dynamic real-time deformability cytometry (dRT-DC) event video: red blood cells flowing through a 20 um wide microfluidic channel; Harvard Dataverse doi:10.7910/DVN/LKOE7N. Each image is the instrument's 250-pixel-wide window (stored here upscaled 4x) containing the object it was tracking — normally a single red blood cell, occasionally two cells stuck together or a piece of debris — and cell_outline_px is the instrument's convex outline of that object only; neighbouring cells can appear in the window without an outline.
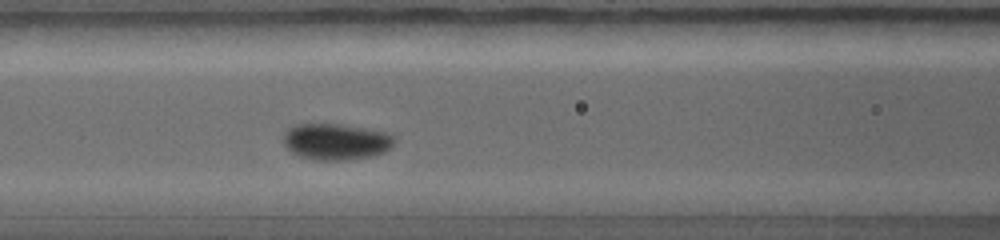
{"species": "common noctule bat (a hibernating species)", "species_latin": "Nyctalus noctula", "temperature_condition": "warm", "stored_images_in_passage": 12, "camera_frame_rate_fps": 5000, "um_per_image_px": 0.085, "animal": {"sex": "female", "body_mass_g": 19.0, "forearm_length_mm": 56.7}, "frame": {"image": 1, "passage_image": 4, "time_ms": 1.2, "image_size_px": [1000, 240], "cell_outline_px": [[396, 140], [384, 152], [372, 156], [352, 160], [312, 160], [300, 156], [292, 152], [284, 144], [284, 132], [288, 128], [296, 124], [336, 124], [364, 128], [384, 132], [392, 136]], "centroid_in_image_um": [28.53, 12.05], "position_along_channel_um": 138.1, "area_um2": 23.35}}
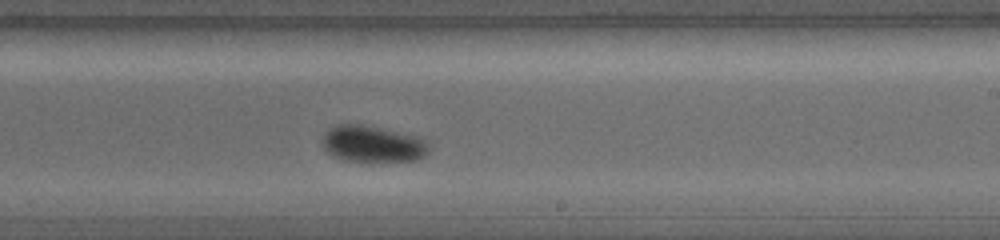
{"frame": {"image": 2, "passage_image": 9, "time_ms": 3.2, "image_size_px": [1000, 240], "cell_outline_px": [[428, 152], [424, 156], [416, 160], [368, 164], [340, 160], [332, 156], [324, 148], [320, 140], [324, 132], [340, 124], [360, 124], [380, 128], [416, 136], [424, 140], [428, 144]], "centroid_in_image_um": [31.63, 12.3], "position_along_channel_um": 257.4, "area_um2": 23.35}}
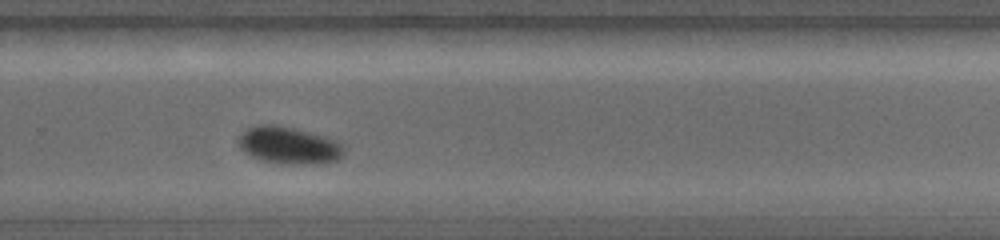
{"frame": {"image": 3, "passage_image": 11, "time_ms": 4.0, "image_size_px": [1000, 240], "cell_outline_px": [[344, 156], [328, 164], [280, 164], [260, 160], [244, 152], [240, 148], [240, 136], [248, 128], [256, 124], [272, 124], [292, 128], [324, 136], [336, 140], [344, 144]], "centroid_in_image_um": [24.61, 12.38], "position_along_channel_um": 305.2, "area_um2": 23.0}}